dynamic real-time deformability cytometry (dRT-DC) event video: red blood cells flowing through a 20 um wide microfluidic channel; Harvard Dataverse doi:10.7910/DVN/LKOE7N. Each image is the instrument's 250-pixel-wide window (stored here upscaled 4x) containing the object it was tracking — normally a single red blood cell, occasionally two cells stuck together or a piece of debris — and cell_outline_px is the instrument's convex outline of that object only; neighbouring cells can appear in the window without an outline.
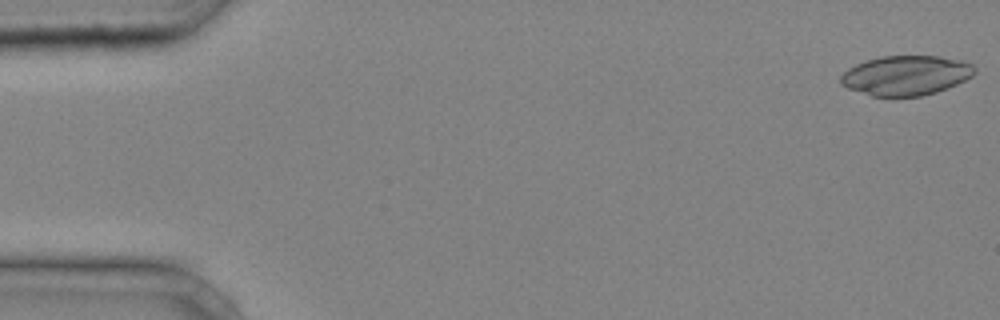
{"species": "common noctule bat (a hibernating species)", "species_latin": "Nyctalus noctula", "temperature_condition": "cold", "stored_images_in_passage": 39, "camera_frame_rate_fps": 3000, "um_per_image_px": 0.085, "animal": {"sex": "male", "body_mass_g": 20.4}, "frame": {"image": 1, "passage_image": 1, "time_ms": 0.0, "image_size_px": [1000, 320], "cell_outline_px": [[976, 72], [972, 76], [956, 84], [936, 92], [920, 96], [872, 96], [848, 88], [840, 84], [840, 76], [848, 68], [856, 64], [880, 56], [940, 56], [960, 60], [972, 64], [976, 68]], "centroid_in_image_um": [77.0, 6.4], "position_along_channel_um": 8.0, "area_um2": 30.87}}